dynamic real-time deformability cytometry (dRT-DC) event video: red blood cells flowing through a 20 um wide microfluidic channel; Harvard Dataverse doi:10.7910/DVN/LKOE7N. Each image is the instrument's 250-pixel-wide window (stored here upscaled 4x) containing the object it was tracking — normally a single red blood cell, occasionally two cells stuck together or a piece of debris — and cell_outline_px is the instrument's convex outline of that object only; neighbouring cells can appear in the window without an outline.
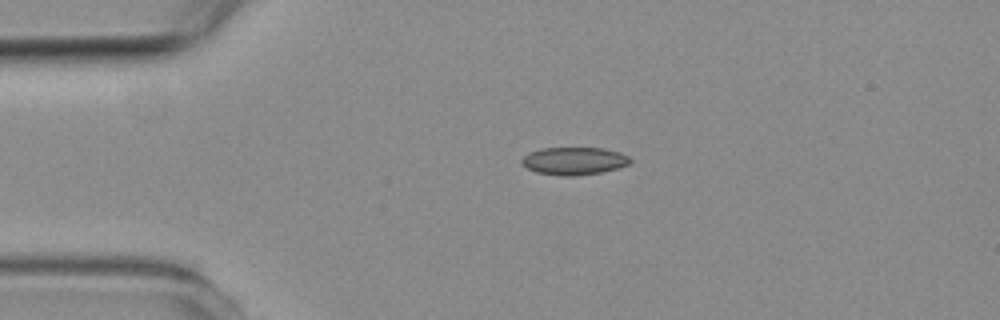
{"species": "common noctule bat (a hibernating species)", "species_latin": "Nyctalus noctula", "temperature_condition": "room temperature", "stored_images_in_passage": 2, "camera_frame_rate_fps": 3000, "um_per_image_px": 0.085, "animal": {"sex": "female", "body_mass_g": 19.3, "forearm_length_mm": 54.1}, "frame": {"image": 1, "passage_image": 1, "time_ms": 0.0, "image_size_px": [1000, 320], "cell_outline_px": [[632, 160], [628, 164], [616, 168], [600, 172], [572, 176], [560, 176], [536, 172], [520, 164], [520, 160], [528, 152], [540, 148], [604, 148], [620, 152], [628, 156]], "centroid_in_image_um": [48.75, 13.67], "position_along_channel_um": 36.3, "area_um2": 17.51}}